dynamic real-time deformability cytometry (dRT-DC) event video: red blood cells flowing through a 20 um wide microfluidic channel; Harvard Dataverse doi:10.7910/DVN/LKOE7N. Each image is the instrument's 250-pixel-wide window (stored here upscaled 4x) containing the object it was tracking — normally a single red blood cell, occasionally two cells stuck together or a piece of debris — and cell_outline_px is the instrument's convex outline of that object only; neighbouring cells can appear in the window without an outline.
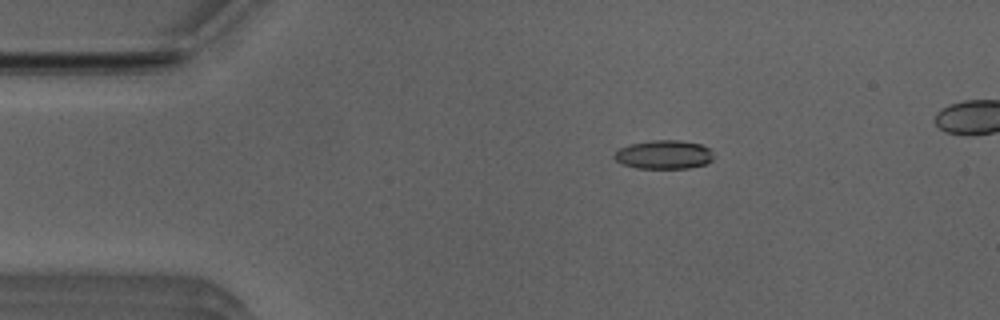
{"species": "Egyptian fruit bat (a non-hibernating species)", "species_latin": "Rousettus aegyptiacus", "temperature_condition": "room temperature", "stored_images_in_passage": 38, "camera_frame_rate_fps": 3000, "um_per_image_px": 0.085, "animal": {"sex": "male"}, "frame": {"image": 1, "passage_image": 3, "time_ms": 0.667, "image_size_px": [1000, 320], "cell_outline_px": [[712, 160], [704, 164], [688, 168], [636, 168], [620, 164], [612, 156], [620, 148], [628, 144], [652, 140], [680, 140], [700, 144], [708, 148], [712, 152]], "centroid_in_image_um": [56.38, 13.14], "position_along_channel_um": 28.6, "area_um2": 16.65}}
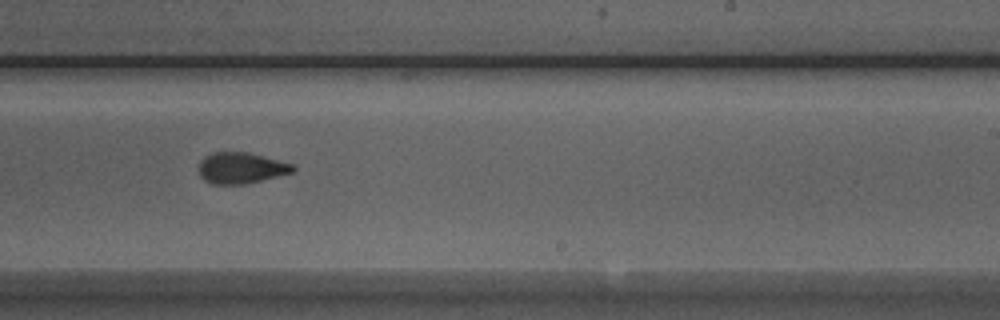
{"frame": {"image": 2, "passage_image": 25, "time_ms": 8.0, "image_size_px": [1000, 320], "cell_outline_px": [[296, 168], [292, 172], [244, 184], [212, 184], [204, 180], [200, 176], [196, 168], [200, 160], [204, 156], [212, 152], [248, 152], [292, 164]], "centroid_in_image_um": [20.4, 14.27], "position_along_channel_um": 268.6, "area_um2": 17.05}}
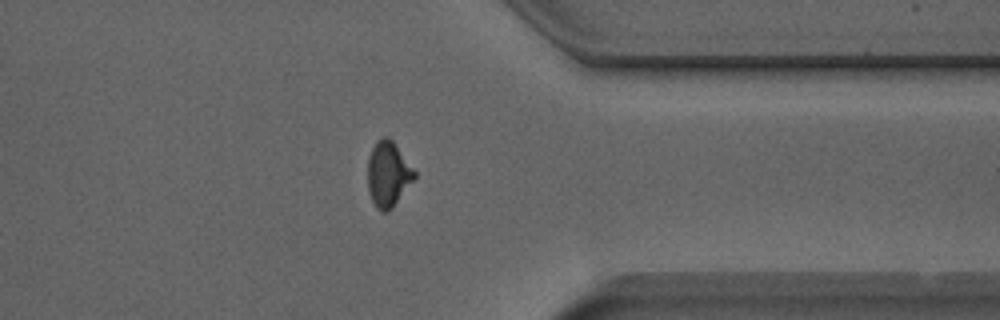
{"frame": {"image": 3, "passage_image": 34, "time_ms": 11.0, "image_size_px": [1000, 320], "cell_outline_px": [[416, 176], [392, 208], [388, 212], [384, 212], [372, 200], [368, 188], [368, 156], [376, 140], [380, 136], [388, 136], [392, 140], [416, 172]], "centroid_in_image_um": [32.98, 14.75], "position_along_channel_um": 378.4, "area_um2": 17.51}, "authors_computed_cell_mechanics": {"area_um2": 17.6579, "velocity_mm_per_s": 3.971, "shape_relaxation_time_tau1_ms": 3.9876, "shape_relaxation_time_tau2_ms": 1.7805, "deformation_change_tau1": 0.1313, "deformation_change_tau2": 0.0771}}